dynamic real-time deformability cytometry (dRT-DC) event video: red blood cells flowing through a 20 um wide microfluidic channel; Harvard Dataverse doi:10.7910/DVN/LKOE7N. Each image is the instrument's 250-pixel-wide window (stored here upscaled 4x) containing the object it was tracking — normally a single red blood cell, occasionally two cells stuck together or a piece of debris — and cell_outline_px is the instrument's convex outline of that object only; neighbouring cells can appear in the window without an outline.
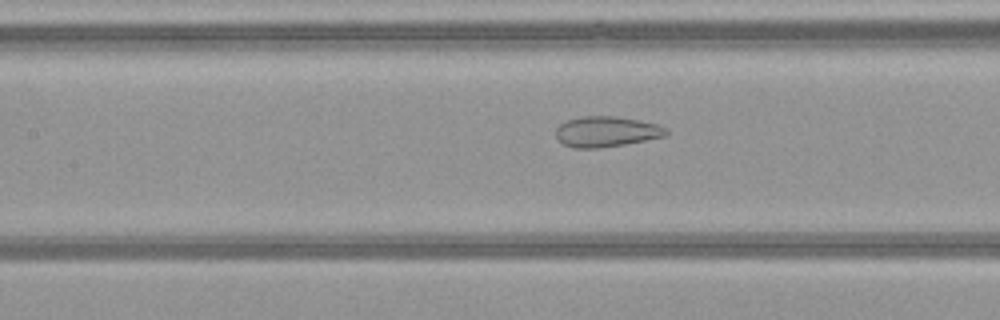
{"species": "common noctule bat (a hibernating species)", "species_latin": "Nyctalus noctula", "temperature_condition": "warm", "stored_images_in_passage": 51, "camera_frame_rate_fps": 3000, "um_per_image_px": 0.085, "animal": {"sex": "female", "body_mass_g": 21.9}, "frame": {"image": 1, "passage_image": 24, "time_ms": 7.667, "image_size_px": [1000, 320], "cell_outline_px": [[668, 132], [664, 136], [624, 144], [600, 148], [572, 148], [564, 144], [556, 136], [556, 128], [560, 124], [568, 120], [584, 116], [612, 116], [640, 120], [656, 124], [668, 128]], "centroid_in_image_um": [51.53, 11.19], "position_along_channel_um": 155.9, "area_um2": 19.42}}
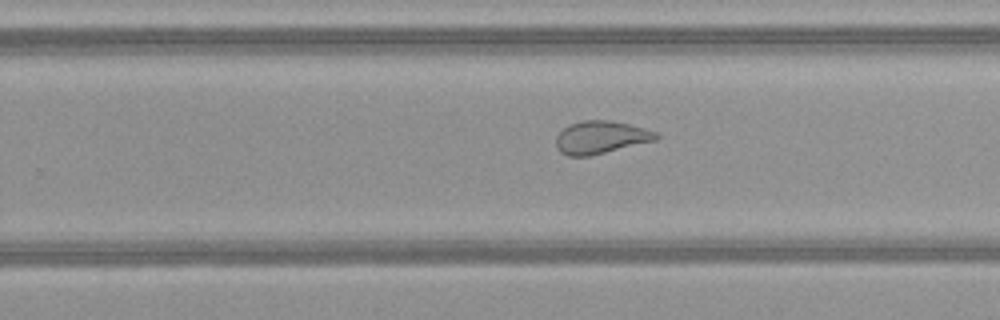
{"frame": {"image": 2, "passage_image": 33, "time_ms": 10.667, "image_size_px": [1000, 320], "cell_outline_px": [[660, 136], [656, 140], [588, 156], [568, 156], [560, 152], [556, 148], [556, 136], [564, 128], [572, 124], [584, 120], [608, 120], [628, 124], [644, 128], [656, 132]], "centroid_in_image_um": [51.05, 11.68], "position_along_channel_um": 278.7, "area_um2": 18.84}}
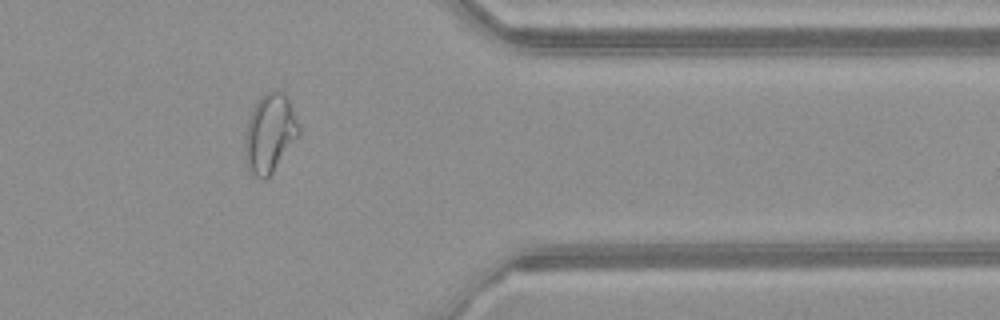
{"frame": {"image": 3, "passage_image": 42, "time_ms": 13.667, "image_size_px": [1000, 320], "cell_outline_px": [[300, 136], [272, 172], [264, 180], [248, 172], [244, 156], [244, 132], [252, 108], [260, 96], [272, 88], [276, 88], [284, 92], [292, 108], [300, 128]], "centroid_in_image_um": [22.91, 11.31], "position_along_channel_um": 388.5, "area_um2": 25.26}, "authors_computed_cell_mechanics": {"area_um2": 25.7788, "velocity_mm_per_s": 4.1099, "shape_relaxation_time_tau1_ms": null, "shape_relaxation_time_tau2_ms": 0.7698, "deformation_change_tau1": null, "deformation_change_tau2": 0.0723}}